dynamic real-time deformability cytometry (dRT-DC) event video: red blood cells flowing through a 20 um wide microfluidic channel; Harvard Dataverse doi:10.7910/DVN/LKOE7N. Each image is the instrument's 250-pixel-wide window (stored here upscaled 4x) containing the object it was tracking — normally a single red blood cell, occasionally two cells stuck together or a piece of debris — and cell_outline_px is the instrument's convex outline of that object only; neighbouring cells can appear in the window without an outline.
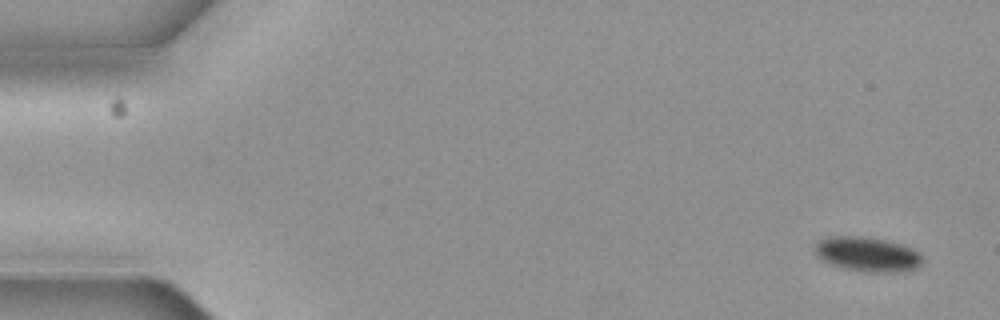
{"species": "common noctule bat (a hibernating species)", "species_latin": "Nyctalus noctula", "temperature_condition": "cold", "stored_images_in_passage": 10, "camera_frame_rate_fps": 3000, "um_per_image_px": 0.085, "animal": {"sex": "female", "body_mass_g": 19.3, "forearm_length_mm": 54.1}, "frame": {"image": 1, "passage_image": 1, "time_ms": 0.0, "image_size_px": [1000, 320], "cell_outline_px": [[924, 260], [916, 268], [904, 272], [868, 272], [840, 268], [828, 264], [820, 260], [816, 256], [816, 244], [820, 240], [828, 236], [860, 236], [884, 240], [900, 244], [912, 248], [920, 252]], "centroid_in_image_um": [73.73, 21.63], "position_along_channel_um": 11.3, "area_um2": 21.96}}
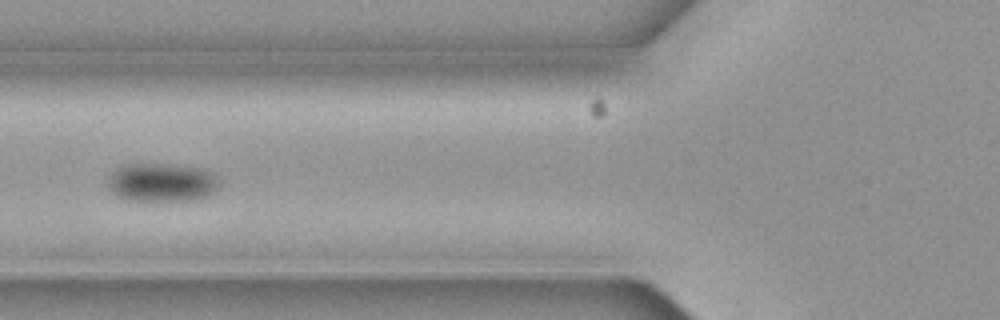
{"frame": {"image": 2, "passage_image": 6, "time_ms": 1.667, "image_size_px": [1000, 320], "cell_outline_px": [[220, 184], [216, 192], [208, 196], [196, 200], [124, 200], [116, 196], [108, 188], [108, 176], [116, 168], [124, 164], [164, 164], [204, 168], [216, 176], [220, 180]], "centroid_in_image_um": [13.76, 15.51], "position_along_channel_um": 112.0, "area_um2": 25.43}}
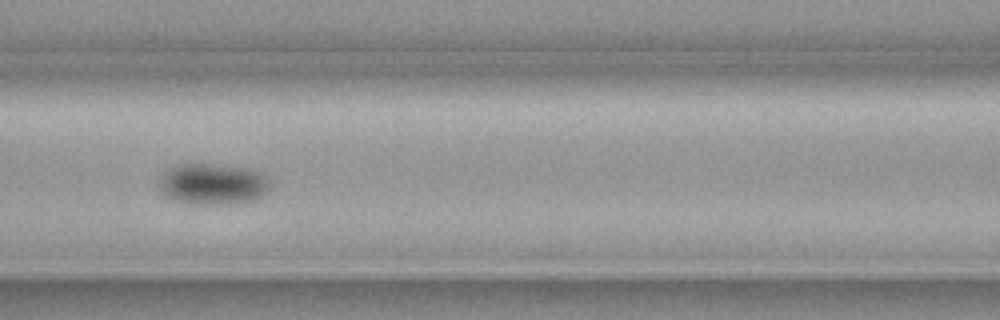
{"frame": {"image": 3, "passage_image": 7, "time_ms": 2.0, "image_size_px": [1000, 320], "cell_outline_px": [[272, 184], [268, 192], [264, 196], [252, 200], [224, 204], [192, 204], [176, 200], [160, 192], [160, 180], [168, 168], [176, 164], [212, 164], [256, 168], [264, 172]], "centroid_in_image_um": [18.18, 15.62], "position_along_channel_um": 148.4, "area_um2": 27.05}}